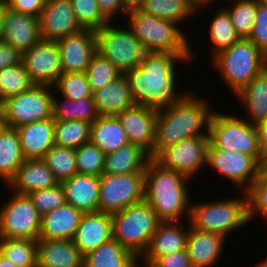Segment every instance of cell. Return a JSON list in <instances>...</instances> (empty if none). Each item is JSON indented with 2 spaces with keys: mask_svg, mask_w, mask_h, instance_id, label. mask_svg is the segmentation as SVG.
Segmentation results:
<instances>
[{
  "mask_svg": "<svg viewBox=\"0 0 267 267\" xmlns=\"http://www.w3.org/2000/svg\"><path fill=\"white\" fill-rule=\"evenodd\" d=\"M192 54L146 52L140 65L124 73L136 105L159 110L180 101L177 93L176 63L190 62Z\"/></svg>",
  "mask_w": 267,
  "mask_h": 267,
  "instance_id": "1",
  "label": "cell"
},
{
  "mask_svg": "<svg viewBox=\"0 0 267 267\" xmlns=\"http://www.w3.org/2000/svg\"><path fill=\"white\" fill-rule=\"evenodd\" d=\"M200 98L189 91L180 101L157 110L153 158L164 148L182 140L209 136L210 120L215 109L210 108L207 99Z\"/></svg>",
  "mask_w": 267,
  "mask_h": 267,
  "instance_id": "2",
  "label": "cell"
},
{
  "mask_svg": "<svg viewBox=\"0 0 267 267\" xmlns=\"http://www.w3.org/2000/svg\"><path fill=\"white\" fill-rule=\"evenodd\" d=\"M144 175V201L151 206L158 219L161 222H179L184 215L189 221L191 202L187 182L191 180L161 166L154 158L147 162Z\"/></svg>",
  "mask_w": 267,
  "mask_h": 267,
  "instance_id": "3",
  "label": "cell"
},
{
  "mask_svg": "<svg viewBox=\"0 0 267 267\" xmlns=\"http://www.w3.org/2000/svg\"><path fill=\"white\" fill-rule=\"evenodd\" d=\"M212 60L234 95L267 68V56L248 38H240L230 48L213 56Z\"/></svg>",
  "mask_w": 267,
  "mask_h": 267,
  "instance_id": "4",
  "label": "cell"
},
{
  "mask_svg": "<svg viewBox=\"0 0 267 267\" xmlns=\"http://www.w3.org/2000/svg\"><path fill=\"white\" fill-rule=\"evenodd\" d=\"M127 25L146 52L192 54L188 39L176 22L156 18L139 9L127 12Z\"/></svg>",
  "mask_w": 267,
  "mask_h": 267,
  "instance_id": "5",
  "label": "cell"
},
{
  "mask_svg": "<svg viewBox=\"0 0 267 267\" xmlns=\"http://www.w3.org/2000/svg\"><path fill=\"white\" fill-rule=\"evenodd\" d=\"M243 194L241 198L191 203L188 222L197 230L218 233L227 238L232 231L249 223L247 194L244 191Z\"/></svg>",
  "mask_w": 267,
  "mask_h": 267,
  "instance_id": "6",
  "label": "cell"
},
{
  "mask_svg": "<svg viewBox=\"0 0 267 267\" xmlns=\"http://www.w3.org/2000/svg\"><path fill=\"white\" fill-rule=\"evenodd\" d=\"M111 216L112 239L140 258L161 222L154 210L148 203L142 201Z\"/></svg>",
  "mask_w": 267,
  "mask_h": 267,
  "instance_id": "7",
  "label": "cell"
},
{
  "mask_svg": "<svg viewBox=\"0 0 267 267\" xmlns=\"http://www.w3.org/2000/svg\"><path fill=\"white\" fill-rule=\"evenodd\" d=\"M209 140L216 148L235 150L253 156L257 161L260 157L259 141L255 125L244 117L213 112L209 125Z\"/></svg>",
  "mask_w": 267,
  "mask_h": 267,
  "instance_id": "8",
  "label": "cell"
},
{
  "mask_svg": "<svg viewBox=\"0 0 267 267\" xmlns=\"http://www.w3.org/2000/svg\"><path fill=\"white\" fill-rule=\"evenodd\" d=\"M114 25L108 23L95 31L97 52L124 74L140 65L146 50L129 28Z\"/></svg>",
  "mask_w": 267,
  "mask_h": 267,
  "instance_id": "9",
  "label": "cell"
},
{
  "mask_svg": "<svg viewBox=\"0 0 267 267\" xmlns=\"http://www.w3.org/2000/svg\"><path fill=\"white\" fill-rule=\"evenodd\" d=\"M53 86L34 84L29 90L0 104L7 126L17 128L52 117Z\"/></svg>",
  "mask_w": 267,
  "mask_h": 267,
  "instance_id": "10",
  "label": "cell"
},
{
  "mask_svg": "<svg viewBox=\"0 0 267 267\" xmlns=\"http://www.w3.org/2000/svg\"><path fill=\"white\" fill-rule=\"evenodd\" d=\"M144 172L100 176L99 212L113 214L144 201Z\"/></svg>",
  "mask_w": 267,
  "mask_h": 267,
  "instance_id": "11",
  "label": "cell"
},
{
  "mask_svg": "<svg viewBox=\"0 0 267 267\" xmlns=\"http://www.w3.org/2000/svg\"><path fill=\"white\" fill-rule=\"evenodd\" d=\"M10 198L0 208V238L37 240L41 215L32 199L18 193H13Z\"/></svg>",
  "mask_w": 267,
  "mask_h": 267,
  "instance_id": "12",
  "label": "cell"
},
{
  "mask_svg": "<svg viewBox=\"0 0 267 267\" xmlns=\"http://www.w3.org/2000/svg\"><path fill=\"white\" fill-rule=\"evenodd\" d=\"M209 143V136L185 139L164 148L154 159L192 180L207 163Z\"/></svg>",
  "mask_w": 267,
  "mask_h": 267,
  "instance_id": "13",
  "label": "cell"
},
{
  "mask_svg": "<svg viewBox=\"0 0 267 267\" xmlns=\"http://www.w3.org/2000/svg\"><path fill=\"white\" fill-rule=\"evenodd\" d=\"M206 165L245 192L258 177V161L253 156L216 148L211 142Z\"/></svg>",
  "mask_w": 267,
  "mask_h": 267,
  "instance_id": "14",
  "label": "cell"
},
{
  "mask_svg": "<svg viewBox=\"0 0 267 267\" xmlns=\"http://www.w3.org/2000/svg\"><path fill=\"white\" fill-rule=\"evenodd\" d=\"M22 63L31 81L37 85L54 86L61 72V60L55 41L40 40L22 54Z\"/></svg>",
  "mask_w": 267,
  "mask_h": 267,
  "instance_id": "15",
  "label": "cell"
},
{
  "mask_svg": "<svg viewBox=\"0 0 267 267\" xmlns=\"http://www.w3.org/2000/svg\"><path fill=\"white\" fill-rule=\"evenodd\" d=\"M61 60V72H86V69L97 52L95 31L82 29L56 41Z\"/></svg>",
  "mask_w": 267,
  "mask_h": 267,
  "instance_id": "16",
  "label": "cell"
},
{
  "mask_svg": "<svg viewBox=\"0 0 267 267\" xmlns=\"http://www.w3.org/2000/svg\"><path fill=\"white\" fill-rule=\"evenodd\" d=\"M42 40L58 41L82 30L70 0H48L39 16Z\"/></svg>",
  "mask_w": 267,
  "mask_h": 267,
  "instance_id": "17",
  "label": "cell"
},
{
  "mask_svg": "<svg viewBox=\"0 0 267 267\" xmlns=\"http://www.w3.org/2000/svg\"><path fill=\"white\" fill-rule=\"evenodd\" d=\"M130 143L140 146L153 158L157 110L134 105L117 115Z\"/></svg>",
  "mask_w": 267,
  "mask_h": 267,
  "instance_id": "18",
  "label": "cell"
},
{
  "mask_svg": "<svg viewBox=\"0 0 267 267\" xmlns=\"http://www.w3.org/2000/svg\"><path fill=\"white\" fill-rule=\"evenodd\" d=\"M42 39L39 17L6 10L1 41L12 45L21 54Z\"/></svg>",
  "mask_w": 267,
  "mask_h": 267,
  "instance_id": "19",
  "label": "cell"
},
{
  "mask_svg": "<svg viewBox=\"0 0 267 267\" xmlns=\"http://www.w3.org/2000/svg\"><path fill=\"white\" fill-rule=\"evenodd\" d=\"M179 224L180 221L160 222L148 248L139 258L144 261L142 267H149L159 257L186 249L189 227L186 229Z\"/></svg>",
  "mask_w": 267,
  "mask_h": 267,
  "instance_id": "20",
  "label": "cell"
},
{
  "mask_svg": "<svg viewBox=\"0 0 267 267\" xmlns=\"http://www.w3.org/2000/svg\"><path fill=\"white\" fill-rule=\"evenodd\" d=\"M112 239V216L109 213H84L72 239L85 255Z\"/></svg>",
  "mask_w": 267,
  "mask_h": 267,
  "instance_id": "21",
  "label": "cell"
},
{
  "mask_svg": "<svg viewBox=\"0 0 267 267\" xmlns=\"http://www.w3.org/2000/svg\"><path fill=\"white\" fill-rule=\"evenodd\" d=\"M65 201L84 213L99 211L100 177L77 173L61 182Z\"/></svg>",
  "mask_w": 267,
  "mask_h": 267,
  "instance_id": "22",
  "label": "cell"
},
{
  "mask_svg": "<svg viewBox=\"0 0 267 267\" xmlns=\"http://www.w3.org/2000/svg\"><path fill=\"white\" fill-rule=\"evenodd\" d=\"M186 250L192 267H213L220 254L226 238L218 233L204 232L193 228L190 222Z\"/></svg>",
  "mask_w": 267,
  "mask_h": 267,
  "instance_id": "23",
  "label": "cell"
},
{
  "mask_svg": "<svg viewBox=\"0 0 267 267\" xmlns=\"http://www.w3.org/2000/svg\"><path fill=\"white\" fill-rule=\"evenodd\" d=\"M37 267H84V254L71 239H37Z\"/></svg>",
  "mask_w": 267,
  "mask_h": 267,
  "instance_id": "24",
  "label": "cell"
},
{
  "mask_svg": "<svg viewBox=\"0 0 267 267\" xmlns=\"http://www.w3.org/2000/svg\"><path fill=\"white\" fill-rule=\"evenodd\" d=\"M57 184L59 181L42 159H25L6 185L10 186L9 189L14 193L28 195Z\"/></svg>",
  "mask_w": 267,
  "mask_h": 267,
  "instance_id": "25",
  "label": "cell"
},
{
  "mask_svg": "<svg viewBox=\"0 0 267 267\" xmlns=\"http://www.w3.org/2000/svg\"><path fill=\"white\" fill-rule=\"evenodd\" d=\"M25 159H42L54 145L55 120L51 117L15 128Z\"/></svg>",
  "mask_w": 267,
  "mask_h": 267,
  "instance_id": "26",
  "label": "cell"
},
{
  "mask_svg": "<svg viewBox=\"0 0 267 267\" xmlns=\"http://www.w3.org/2000/svg\"><path fill=\"white\" fill-rule=\"evenodd\" d=\"M83 213L70 204L41 216L40 239H73Z\"/></svg>",
  "mask_w": 267,
  "mask_h": 267,
  "instance_id": "27",
  "label": "cell"
},
{
  "mask_svg": "<svg viewBox=\"0 0 267 267\" xmlns=\"http://www.w3.org/2000/svg\"><path fill=\"white\" fill-rule=\"evenodd\" d=\"M92 95L97 112L102 116H117L125 109L135 105L124 74L93 92Z\"/></svg>",
  "mask_w": 267,
  "mask_h": 267,
  "instance_id": "28",
  "label": "cell"
},
{
  "mask_svg": "<svg viewBox=\"0 0 267 267\" xmlns=\"http://www.w3.org/2000/svg\"><path fill=\"white\" fill-rule=\"evenodd\" d=\"M90 142L105 155L115 152L129 142L127 134L117 116L99 115L91 125Z\"/></svg>",
  "mask_w": 267,
  "mask_h": 267,
  "instance_id": "29",
  "label": "cell"
},
{
  "mask_svg": "<svg viewBox=\"0 0 267 267\" xmlns=\"http://www.w3.org/2000/svg\"><path fill=\"white\" fill-rule=\"evenodd\" d=\"M150 159V155L140 146L128 143L105 155L103 173L120 175L144 172Z\"/></svg>",
  "mask_w": 267,
  "mask_h": 267,
  "instance_id": "30",
  "label": "cell"
},
{
  "mask_svg": "<svg viewBox=\"0 0 267 267\" xmlns=\"http://www.w3.org/2000/svg\"><path fill=\"white\" fill-rule=\"evenodd\" d=\"M138 263L139 258L114 239L84 255V267H141Z\"/></svg>",
  "mask_w": 267,
  "mask_h": 267,
  "instance_id": "31",
  "label": "cell"
},
{
  "mask_svg": "<svg viewBox=\"0 0 267 267\" xmlns=\"http://www.w3.org/2000/svg\"><path fill=\"white\" fill-rule=\"evenodd\" d=\"M248 112L250 124L267 118V68L235 95Z\"/></svg>",
  "mask_w": 267,
  "mask_h": 267,
  "instance_id": "32",
  "label": "cell"
},
{
  "mask_svg": "<svg viewBox=\"0 0 267 267\" xmlns=\"http://www.w3.org/2000/svg\"><path fill=\"white\" fill-rule=\"evenodd\" d=\"M24 160L18 131L7 127L0 135V179L8 184Z\"/></svg>",
  "mask_w": 267,
  "mask_h": 267,
  "instance_id": "33",
  "label": "cell"
},
{
  "mask_svg": "<svg viewBox=\"0 0 267 267\" xmlns=\"http://www.w3.org/2000/svg\"><path fill=\"white\" fill-rule=\"evenodd\" d=\"M53 96L52 118L55 121L83 120L92 123L98 116L93 95L73 101L67 97Z\"/></svg>",
  "mask_w": 267,
  "mask_h": 267,
  "instance_id": "34",
  "label": "cell"
},
{
  "mask_svg": "<svg viewBox=\"0 0 267 267\" xmlns=\"http://www.w3.org/2000/svg\"><path fill=\"white\" fill-rule=\"evenodd\" d=\"M139 10L177 24H182L197 12L187 0H144Z\"/></svg>",
  "mask_w": 267,
  "mask_h": 267,
  "instance_id": "35",
  "label": "cell"
},
{
  "mask_svg": "<svg viewBox=\"0 0 267 267\" xmlns=\"http://www.w3.org/2000/svg\"><path fill=\"white\" fill-rule=\"evenodd\" d=\"M0 255L17 267H37V240L0 238Z\"/></svg>",
  "mask_w": 267,
  "mask_h": 267,
  "instance_id": "36",
  "label": "cell"
},
{
  "mask_svg": "<svg viewBox=\"0 0 267 267\" xmlns=\"http://www.w3.org/2000/svg\"><path fill=\"white\" fill-rule=\"evenodd\" d=\"M221 9V10H220ZM218 9L209 25V39L213 44V56L220 51L230 48L240 37L237 35L234 25L230 19L227 9L224 7Z\"/></svg>",
  "mask_w": 267,
  "mask_h": 267,
  "instance_id": "37",
  "label": "cell"
},
{
  "mask_svg": "<svg viewBox=\"0 0 267 267\" xmlns=\"http://www.w3.org/2000/svg\"><path fill=\"white\" fill-rule=\"evenodd\" d=\"M91 125L83 120L55 121L54 144L77 149L90 142Z\"/></svg>",
  "mask_w": 267,
  "mask_h": 267,
  "instance_id": "38",
  "label": "cell"
},
{
  "mask_svg": "<svg viewBox=\"0 0 267 267\" xmlns=\"http://www.w3.org/2000/svg\"><path fill=\"white\" fill-rule=\"evenodd\" d=\"M42 160L53 172L59 183L78 173L75 149L54 144Z\"/></svg>",
  "mask_w": 267,
  "mask_h": 267,
  "instance_id": "39",
  "label": "cell"
},
{
  "mask_svg": "<svg viewBox=\"0 0 267 267\" xmlns=\"http://www.w3.org/2000/svg\"><path fill=\"white\" fill-rule=\"evenodd\" d=\"M33 85L22 62L0 70V104L10 97L29 90Z\"/></svg>",
  "mask_w": 267,
  "mask_h": 267,
  "instance_id": "40",
  "label": "cell"
},
{
  "mask_svg": "<svg viewBox=\"0 0 267 267\" xmlns=\"http://www.w3.org/2000/svg\"><path fill=\"white\" fill-rule=\"evenodd\" d=\"M85 73L92 93L122 75L116 66L99 52L93 55Z\"/></svg>",
  "mask_w": 267,
  "mask_h": 267,
  "instance_id": "41",
  "label": "cell"
},
{
  "mask_svg": "<svg viewBox=\"0 0 267 267\" xmlns=\"http://www.w3.org/2000/svg\"><path fill=\"white\" fill-rule=\"evenodd\" d=\"M234 2L226 6L230 19L240 38H249L255 23L257 0H230Z\"/></svg>",
  "mask_w": 267,
  "mask_h": 267,
  "instance_id": "42",
  "label": "cell"
},
{
  "mask_svg": "<svg viewBox=\"0 0 267 267\" xmlns=\"http://www.w3.org/2000/svg\"><path fill=\"white\" fill-rule=\"evenodd\" d=\"M62 97L73 101L92 96L85 72L62 73L54 84Z\"/></svg>",
  "mask_w": 267,
  "mask_h": 267,
  "instance_id": "43",
  "label": "cell"
},
{
  "mask_svg": "<svg viewBox=\"0 0 267 267\" xmlns=\"http://www.w3.org/2000/svg\"><path fill=\"white\" fill-rule=\"evenodd\" d=\"M75 159L78 173L99 177L103 174L105 154L93 143L75 149Z\"/></svg>",
  "mask_w": 267,
  "mask_h": 267,
  "instance_id": "44",
  "label": "cell"
},
{
  "mask_svg": "<svg viewBox=\"0 0 267 267\" xmlns=\"http://www.w3.org/2000/svg\"><path fill=\"white\" fill-rule=\"evenodd\" d=\"M82 29L97 31L109 22L102 16L97 0H70Z\"/></svg>",
  "mask_w": 267,
  "mask_h": 267,
  "instance_id": "45",
  "label": "cell"
},
{
  "mask_svg": "<svg viewBox=\"0 0 267 267\" xmlns=\"http://www.w3.org/2000/svg\"><path fill=\"white\" fill-rule=\"evenodd\" d=\"M28 195L41 216L66 203L61 183L50 188L33 191Z\"/></svg>",
  "mask_w": 267,
  "mask_h": 267,
  "instance_id": "46",
  "label": "cell"
},
{
  "mask_svg": "<svg viewBox=\"0 0 267 267\" xmlns=\"http://www.w3.org/2000/svg\"><path fill=\"white\" fill-rule=\"evenodd\" d=\"M246 194L249 222L258 213L267 220V180L256 179Z\"/></svg>",
  "mask_w": 267,
  "mask_h": 267,
  "instance_id": "47",
  "label": "cell"
},
{
  "mask_svg": "<svg viewBox=\"0 0 267 267\" xmlns=\"http://www.w3.org/2000/svg\"><path fill=\"white\" fill-rule=\"evenodd\" d=\"M248 39L267 56V5L259 0L255 23Z\"/></svg>",
  "mask_w": 267,
  "mask_h": 267,
  "instance_id": "48",
  "label": "cell"
},
{
  "mask_svg": "<svg viewBox=\"0 0 267 267\" xmlns=\"http://www.w3.org/2000/svg\"><path fill=\"white\" fill-rule=\"evenodd\" d=\"M3 2L13 12L39 17L46 0H3Z\"/></svg>",
  "mask_w": 267,
  "mask_h": 267,
  "instance_id": "49",
  "label": "cell"
},
{
  "mask_svg": "<svg viewBox=\"0 0 267 267\" xmlns=\"http://www.w3.org/2000/svg\"><path fill=\"white\" fill-rule=\"evenodd\" d=\"M149 267H192L187 250L164 255L157 258Z\"/></svg>",
  "mask_w": 267,
  "mask_h": 267,
  "instance_id": "50",
  "label": "cell"
},
{
  "mask_svg": "<svg viewBox=\"0 0 267 267\" xmlns=\"http://www.w3.org/2000/svg\"><path fill=\"white\" fill-rule=\"evenodd\" d=\"M22 62V54L12 45L0 41V70Z\"/></svg>",
  "mask_w": 267,
  "mask_h": 267,
  "instance_id": "51",
  "label": "cell"
},
{
  "mask_svg": "<svg viewBox=\"0 0 267 267\" xmlns=\"http://www.w3.org/2000/svg\"><path fill=\"white\" fill-rule=\"evenodd\" d=\"M99 10L102 16L109 22L113 23L114 15L127 14V10L123 7L121 0H97ZM120 12V13H119ZM113 20V21H112Z\"/></svg>",
  "mask_w": 267,
  "mask_h": 267,
  "instance_id": "52",
  "label": "cell"
},
{
  "mask_svg": "<svg viewBox=\"0 0 267 267\" xmlns=\"http://www.w3.org/2000/svg\"><path fill=\"white\" fill-rule=\"evenodd\" d=\"M260 154L267 152V118L255 124Z\"/></svg>",
  "mask_w": 267,
  "mask_h": 267,
  "instance_id": "53",
  "label": "cell"
},
{
  "mask_svg": "<svg viewBox=\"0 0 267 267\" xmlns=\"http://www.w3.org/2000/svg\"><path fill=\"white\" fill-rule=\"evenodd\" d=\"M257 179L267 180V152L261 154L259 157Z\"/></svg>",
  "mask_w": 267,
  "mask_h": 267,
  "instance_id": "54",
  "label": "cell"
},
{
  "mask_svg": "<svg viewBox=\"0 0 267 267\" xmlns=\"http://www.w3.org/2000/svg\"><path fill=\"white\" fill-rule=\"evenodd\" d=\"M144 0H121L123 7L127 10L139 9Z\"/></svg>",
  "mask_w": 267,
  "mask_h": 267,
  "instance_id": "55",
  "label": "cell"
},
{
  "mask_svg": "<svg viewBox=\"0 0 267 267\" xmlns=\"http://www.w3.org/2000/svg\"><path fill=\"white\" fill-rule=\"evenodd\" d=\"M196 11L202 10L204 7L209 6L217 0H187Z\"/></svg>",
  "mask_w": 267,
  "mask_h": 267,
  "instance_id": "56",
  "label": "cell"
},
{
  "mask_svg": "<svg viewBox=\"0 0 267 267\" xmlns=\"http://www.w3.org/2000/svg\"><path fill=\"white\" fill-rule=\"evenodd\" d=\"M7 9H8L7 5L3 2V0H0V41L2 36V24Z\"/></svg>",
  "mask_w": 267,
  "mask_h": 267,
  "instance_id": "57",
  "label": "cell"
},
{
  "mask_svg": "<svg viewBox=\"0 0 267 267\" xmlns=\"http://www.w3.org/2000/svg\"><path fill=\"white\" fill-rule=\"evenodd\" d=\"M6 119L4 116V113L2 109L0 108V135L4 132V130L7 128Z\"/></svg>",
  "mask_w": 267,
  "mask_h": 267,
  "instance_id": "58",
  "label": "cell"
},
{
  "mask_svg": "<svg viewBox=\"0 0 267 267\" xmlns=\"http://www.w3.org/2000/svg\"><path fill=\"white\" fill-rule=\"evenodd\" d=\"M0 267H17L10 260L4 258L3 256L0 255Z\"/></svg>",
  "mask_w": 267,
  "mask_h": 267,
  "instance_id": "59",
  "label": "cell"
},
{
  "mask_svg": "<svg viewBox=\"0 0 267 267\" xmlns=\"http://www.w3.org/2000/svg\"><path fill=\"white\" fill-rule=\"evenodd\" d=\"M255 267H267V262L263 259V261H261L260 263H258L257 266Z\"/></svg>",
  "mask_w": 267,
  "mask_h": 267,
  "instance_id": "60",
  "label": "cell"
},
{
  "mask_svg": "<svg viewBox=\"0 0 267 267\" xmlns=\"http://www.w3.org/2000/svg\"><path fill=\"white\" fill-rule=\"evenodd\" d=\"M260 2H262L263 4L267 5V0H259Z\"/></svg>",
  "mask_w": 267,
  "mask_h": 267,
  "instance_id": "61",
  "label": "cell"
}]
</instances>
